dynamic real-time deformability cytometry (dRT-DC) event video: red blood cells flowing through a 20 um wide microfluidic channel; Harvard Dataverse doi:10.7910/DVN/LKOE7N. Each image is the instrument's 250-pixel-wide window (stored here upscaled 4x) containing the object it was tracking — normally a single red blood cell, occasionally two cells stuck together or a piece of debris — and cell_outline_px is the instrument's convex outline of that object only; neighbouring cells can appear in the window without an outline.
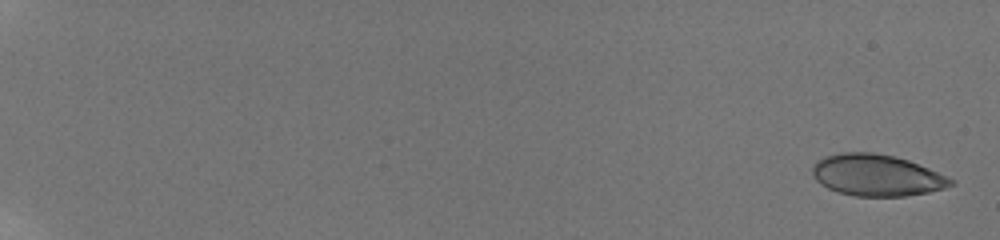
{"species": "human", "species_latin": "Homo sapiens", "temperature_condition": "room temperature", "stored_images_in_passage": 55, "camera_frame_rate_fps": 3000, "um_per_image_px": 0.085, "donor": {"sex": "male"}, "frame": {"image": 1, "passage_image": 1, "time_ms": 0.0, "image_size_px": [1000, 240], "cell_outline_px": [[956, 184], [944, 188], [928, 192], [904, 196], [852, 196], [828, 188], [820, 184], [816, 180], [812, 172], [812, 164], [816, 160], [824, 156], [840, 152], [872, 152], [896, 156], [908, 160], [948, 176], [956, 180]], "centroid_in_image_um": [74.51, 14.88], "position_along_channel_um": 10.5, "area_um2": 33.76}}
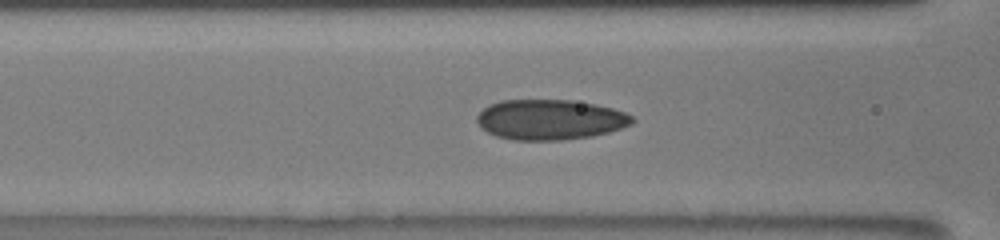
{"frame": {"image": 2, "passage_image": 30, "time_ms": 9.0, "image_size_px": [1000, 240], "cell_outline_px": [[636, 120], [632, 124], [608, 132], [592, 136], [560, 140], [512, 140], [496, 136], [480, 128], [476, 120], [476, 116], [488, 104], [500, 100], [572, 100], [596, 104], [612, 108], [624, 112], [632, 116]], "centroid_in_image_um": [46.73, 10.16], "position_along_channel_um": 119.9, "area_um2": 36.59}}
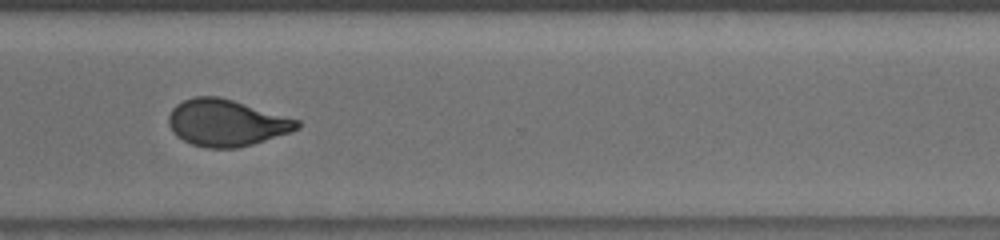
{"frame": {"image": 3, "passage_image": 44, "time_ms": 15.0, "image_size_px": [1000, 240], "cell_outline_px": [[300, 128], [252, 144], [236, 148], [208, 148], [192, 144], [176, 136], [168, 124], [168, 116], [172, 108], [176, 104], [192, 96], [216, 96], [232, 100], [300, 120]], "centroid_in_image_um": [19.2, 10.43], "position_along_channel_um": 351.4, "area_um2": 34.68}, "authors_computed_cell_mechanics": {"area_um2": 34.68, "velocity_mm_per_s": 3.8673, "shape_relaxation_time_tau1_ms": null, "shape_relaxation_time_tau2_ms": 0.8875, "deformation_change_tau1": null, "deformation_change_tau2": 0.0633}}